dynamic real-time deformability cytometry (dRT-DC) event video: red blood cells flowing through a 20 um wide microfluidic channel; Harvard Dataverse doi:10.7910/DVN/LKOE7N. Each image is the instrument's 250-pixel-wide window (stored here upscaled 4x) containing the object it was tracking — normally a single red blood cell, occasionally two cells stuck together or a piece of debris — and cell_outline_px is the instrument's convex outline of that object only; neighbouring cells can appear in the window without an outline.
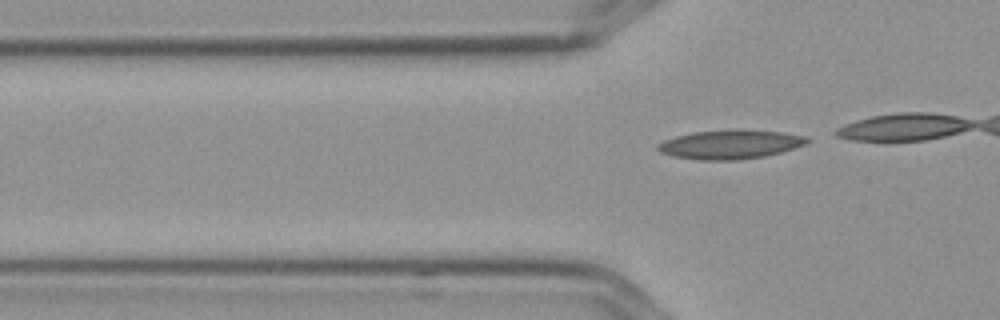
{"species": "Egyptian fruit bat (a non-hibernating species)", "species_latin": "Rousettus aegyptiacus", "temperature_condition": "cold", "stored_images_in_passage": 7, "camera_frame_rate_fps": 3000, "um_per_image_px": 0.085, "frame": {"image": 1, "passage_image": 7, "time_ms": 2.0, "image_size_px": [1000, 320], "cell_outline_px": [[808, 140], [804, 144], [780, 152], [764, 156], [736, 160], [700, 160], [676, 156], [660, 152], [656, 148], [656, 144], [664, 140], [676, 136], [692, 132], [736, 128], [780, 132], [804, 136]], "centroid_in_image_um": [62.0, 12.26], "position_along_channel_um": 63.8, "area_um2": 25.14}}